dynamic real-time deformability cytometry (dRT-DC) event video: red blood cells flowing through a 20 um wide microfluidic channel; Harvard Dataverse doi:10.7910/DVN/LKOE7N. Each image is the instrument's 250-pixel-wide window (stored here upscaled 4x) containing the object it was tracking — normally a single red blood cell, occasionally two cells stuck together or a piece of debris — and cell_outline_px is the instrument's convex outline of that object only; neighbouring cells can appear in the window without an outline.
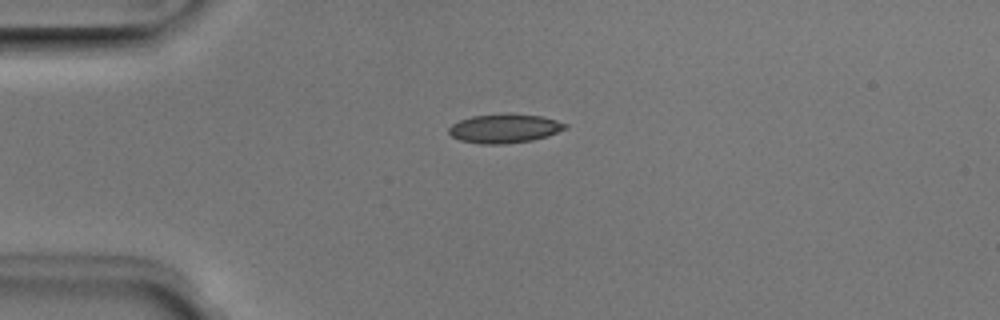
{"species": "Egyptian fruit bat (a non-hibernating species)", "species_latin": "Rousettus aegyptiacus", "temperature_condition": "room temperature", "stored_images_in_passage": 40, "camera_frame_rate_fps": 3000, "um_per_image_px": 0.085, "animal": {"sex": "male"}, "frame": {"image": 1, "passage_image": 2, "time_ms": 0.333, "image_size_px": [1000, 320], "cell_outline_px": [[568, 128], [548, 136], [532, 140], [504, 144], [480, 144], [460, 140], [452, 136], [448, 132], [448, 128], [452, 124], [460, 120], [472, 116], [508, 112], [540, 116], [556, 120], [568, 124]], "centroid_in_image_um": [42.89, 10.9], "position_along_channel_um": 42.1, "area_um2": 19.94}}
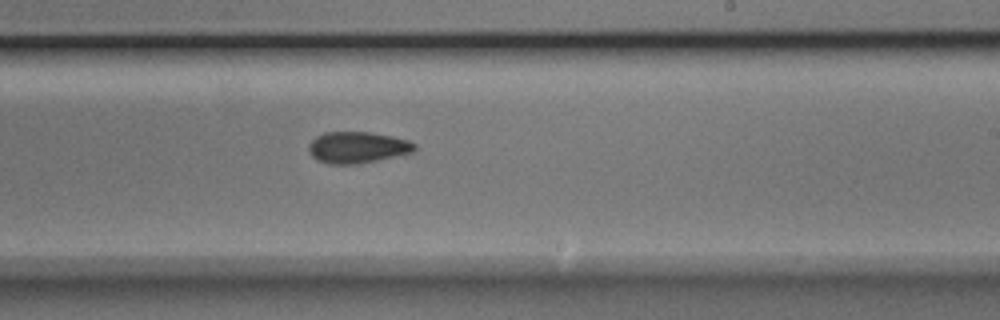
{"frame": {"image": 2, "passage_image": 20, "time_ms": 6.333, "image_size_px": [1000, 320], "cell_outline_px": [[416, 148], [412, 152], [376, 160], [356, 164], [328, 164], [312, 156], [308, 152], [308, 144], [316, 136], [324, 132], [372, 132], [392, 136], [408, 140], [416, 144]], "centroid_in_image_um": [30.35, 12.51], "position_along_channel_um": 258.6, "area_um2": 19.31}}
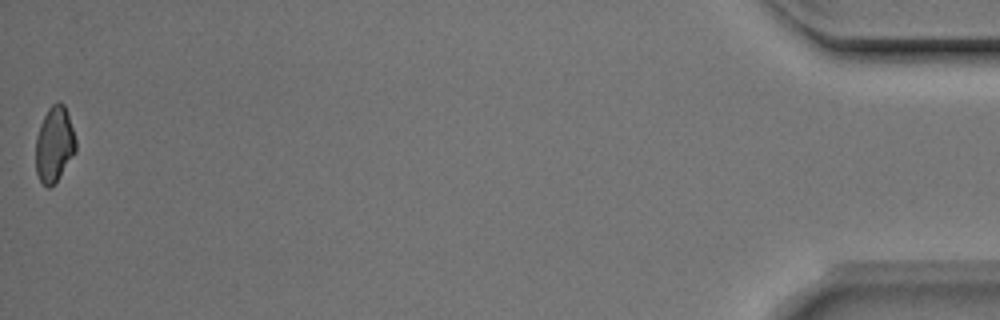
{"frame": {"image": 3, "passage_image": 40, "time_ms": 13.0, "image_size_px": [1000, 320], "cell_outline_px": [[76, 152], [56, 180], [48, 188], [40, 180], [36, 172], [36, 136], [40, 124], [48, 108], [52, 104], [60, 100], [64, 104], [76, 140]], "centroid_in_image_um": [4.61, 12.23], "position_along_channel_um": 430.6, "area_um2": 17.4}, "authors_computed_cell_mechanics": {"area_um2": 19.4208, "velocity_mm_per_s": 4.0157, "shape_relaxation_time_tau1_ms": 3.5215, "shape_relaxation_time_tau2_ms": null, "deformation_change_tau1": 0.0926, "deformation_change_tau2": null}}